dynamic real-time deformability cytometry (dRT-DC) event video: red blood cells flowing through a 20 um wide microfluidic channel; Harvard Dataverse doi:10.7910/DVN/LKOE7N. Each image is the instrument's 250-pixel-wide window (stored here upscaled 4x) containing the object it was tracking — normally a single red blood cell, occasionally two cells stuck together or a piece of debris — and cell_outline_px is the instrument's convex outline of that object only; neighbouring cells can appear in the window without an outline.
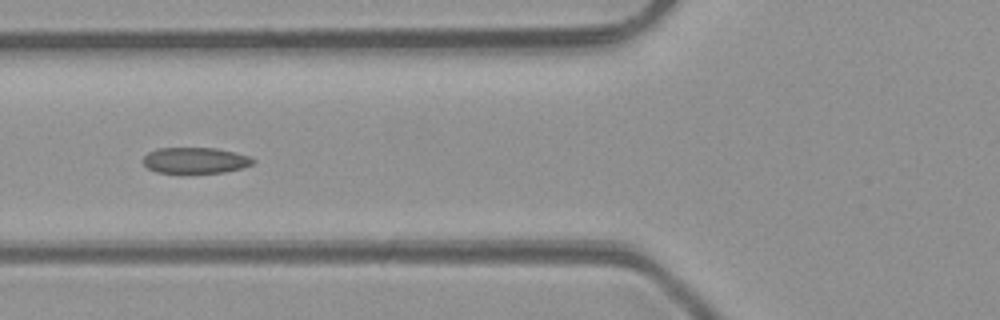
{"species": "common noctule bat (a hibernating species)", "species_latin": "Nyctalus noctula", "temperature_condition": "room temperature", "stored_images_in_passage": 6, "camera_frame_rate_fps": 3000, "um_per_image_px": 0.085, "animal": {"sex": "male", "body_mass_g": 23.1, "forearm_length_mm": 52.7}, "frame": {"image": 1, "passage_image": 6, "time_ms": 6.333, "image_size_px": [1000, 320], "cell_outline_px": [[256, 160], [252, 164], [240, 168], [224, 172], [156, 172], [148, 168], [144, 164], [144, 156], [148, 152], [156, 148], [216, 148], [248, 156]], "centroid_in_image_um": [16.57, 13.62], "position_along_channel_um": 109.2, "area_um2": 16.3}}